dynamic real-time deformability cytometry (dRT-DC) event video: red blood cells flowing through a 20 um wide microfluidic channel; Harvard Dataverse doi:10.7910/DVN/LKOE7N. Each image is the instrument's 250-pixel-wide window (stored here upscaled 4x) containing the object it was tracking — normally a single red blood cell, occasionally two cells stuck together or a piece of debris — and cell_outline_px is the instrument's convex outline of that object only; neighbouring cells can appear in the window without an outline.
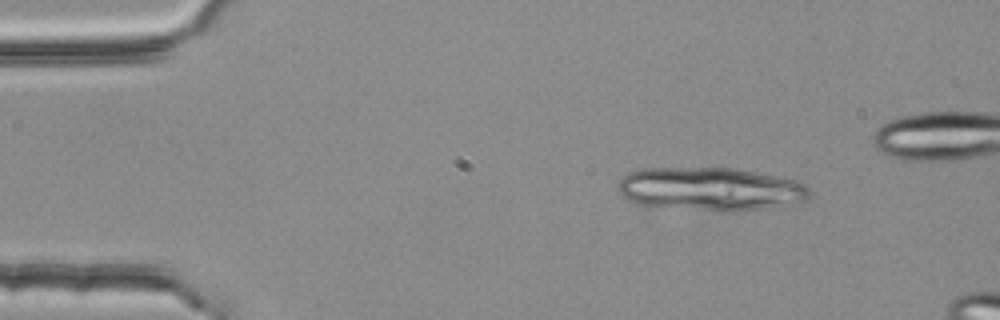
{"species": "common noctule bat (a hibernating species)", "species_latin": "Nyctalus noctula", "temperature_condition": "room temperature", "stored_images_in_passage": 3, "camera_frame_rate_fps": 3000, "um_per_image_px": 0.085, "animal": {"sex": "female", "body_mass_g": 25.1}, "frame": {"image": 1, "passage_image": 1, "time_ms": 0.0, "image_size_px": [1000, 320], "cell_outline_px": [[808, 200], [764, 208], [732, 212], [716, 212], [644, 208], [636, 204], [624, 196], [620, 192], [620, 180], [628, 172], [644, 168], [732, 168], [776, 176], [796, 180], [804, 184], [808, 188]], "centroid_in_image_um": [60.3, 16.11], "position_along_channel_um": 24.7, "area_um2": 49.07}}